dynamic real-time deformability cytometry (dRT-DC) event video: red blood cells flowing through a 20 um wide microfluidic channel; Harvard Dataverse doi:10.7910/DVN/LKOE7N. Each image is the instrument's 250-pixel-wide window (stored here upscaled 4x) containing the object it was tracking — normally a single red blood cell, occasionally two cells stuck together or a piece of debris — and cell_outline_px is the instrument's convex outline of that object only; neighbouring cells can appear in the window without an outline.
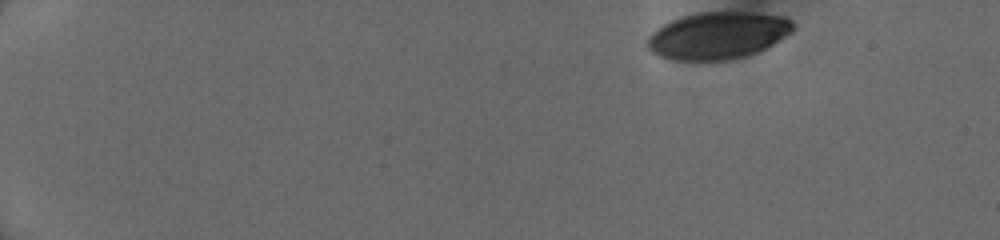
{"species": "human", "species_latin": "Homo sapiens", "temperature_condition": "cold", "stored_images_in_passage": 46, "camera_frame_rate_fps": 3000, "um_per_image_px": 0.085, "donor": {"sex": "female"}, "frame": {"image": 1, "passage_image": 1, "time_ms": 0.0, "image_size_px": [1000, 240], "cell_outline_px": [[796, 28], [792, 32], [772, 44], [756, 52], [744, 56], [728, 60], [672, 60], [660, 56], [652, 52], [644, 44], [644, 40], [656, 28], [672, 20], [696, 12], [748, 12], [784, 16], [792, 20], [796, 24]], "centroid_in_image_um": [61.0, 3.01], "position_along_channel_um": 24.0, "area_um2": 40.17}}
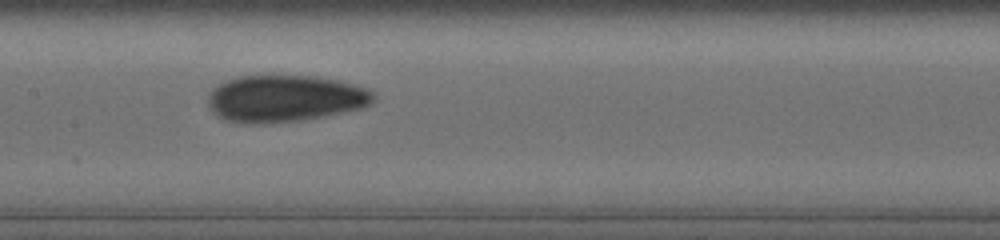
{"frame": {"image": 2, "passage_image": 23, "time_ms": 7.333, "image_size_px": [1000, 240], "cell_outline_px": [[376, 96], [372, 104], [364, 108], [324, 116], [300, 120], [260, 124], [244, 124], [224, 120], [216, 116], [208, 108], [208, 96], [212, 88], [228, 80], [240, 76], [312, 76], [340, 80], [368, 88], [376, 92]], "centroid_in_image_um": [24.24, 8.38], "position_along_channel_um": 183.2, "area_um2": 45.72}}
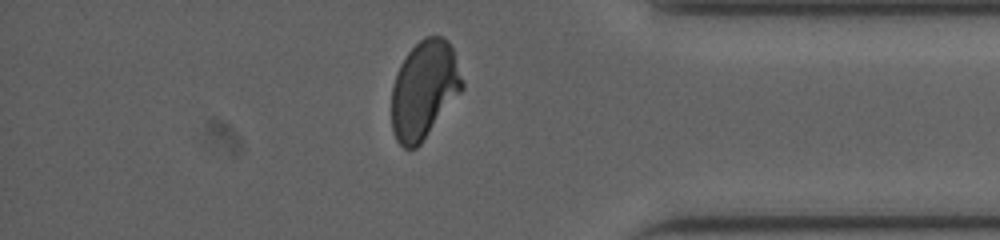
{"frame": {"image": 3, "passage_image": 40, "time_ms": 13.0, "image_size_px": [1000, 240], "cell_outline_px": [[464, 88], [420, 144], [416, 148], [404, 148], [396, 140], [392, 128], [392, 88], [396, 72], [400, 64], [408, 52], [424, 36], [444, 36], [448, 40], [452, 48], [464, 84]], "centroid_in_image_um": [36.04, 7.61], "position_along_channel_um": 399.2, "area_um2": 40.11}, "authors_computed_cell_mechanics": {"area_um2": 42.2518, "velocity_mm_per_s": 4.0491, "shape_relaxation_time_tau1_ms": null, "shape_relaxation_time_tau2_ms": 1.691, "deformation_change_tau1": null, "deformation_change_tau2": 0.0663}}